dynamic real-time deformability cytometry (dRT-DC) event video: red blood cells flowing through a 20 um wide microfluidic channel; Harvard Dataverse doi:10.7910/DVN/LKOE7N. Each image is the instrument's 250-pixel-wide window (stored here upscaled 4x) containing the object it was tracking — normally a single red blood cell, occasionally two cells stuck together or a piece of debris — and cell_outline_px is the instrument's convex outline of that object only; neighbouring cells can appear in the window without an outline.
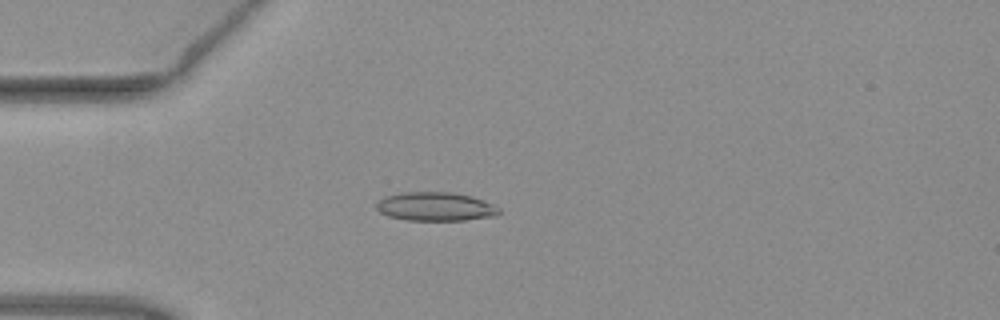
{"species": "common noctule bat (a hibernating species)", "species_latin": "Nyctalus noctula", "temperature_condition": "warm", "stored_images_in_passage": 51, "camera_frame_rate_fps": 3000, "um_per_image_px": 0.085, "animal": {"sex": "female", "body_mass_g": 19.3, "forearm_length_mm": 54.1}, "frame": {"image": 1, "passage_image": 14, "time_ms": 4.333, "image_size_px": [1000, 320], "cell_outline_px": [[500, 212], [496, 216], [464, 220], [408, 220], [388, 216], [380, 212], [376, 208], [376, 200], [384, 196], [404, 192], [452, 192], [472, 196], [484, 200], [500, 208]], "centroid_in_image_um": [37.0, 17.55], "position_along_channel_um": 48.0, "area_um2": 20.69}}
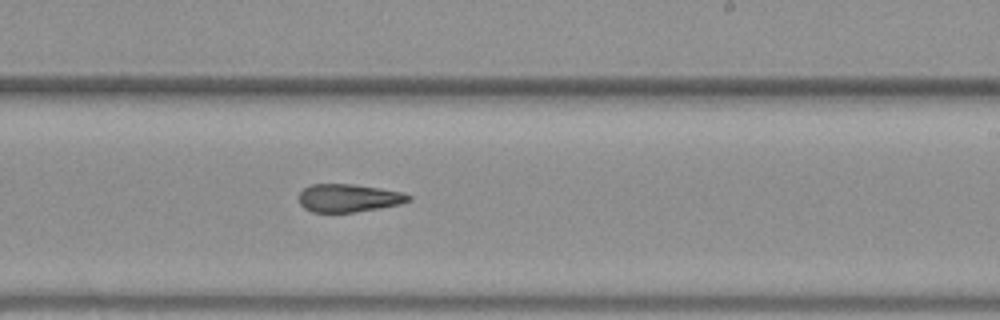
{"frame": {"image": 2, "passage_image": 31, "time_ms": 10.0, "image_size_px": [1000, 320], "cell_outline_px": [[412, 200], [400, 204], [380, 208], [356, 212], [312, 212], [304, 208], [300, 204], [300, 192], [304, 188], [312, 184], [352, 184], [380, 188], [404, 192], [412, 196]], "centroid_in_image_um": [29.67, 16.83], "position_along_channel_um": 259.3, "area_um2": 17.98}}
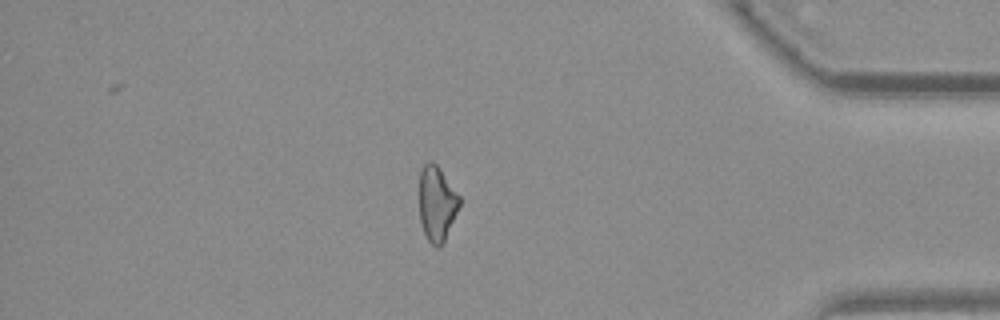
{"frame": {"image": 3, "passage_image": 44, "time_ms": 14.333, "image_size_px": [1000, 320], "cell_outline_px": [[460, 204], [444, 240], [440, 248], [436, 248], [428, 240], [424, 232], [420, 220], [420, 168], [428, 160], [432, 160], [436, 164], [460, 196]], "centroid_in_image_um": [37.12, 17.28], "position_along_channel_um": 398.1, "area_um2": 17.34}, "authors_computed_cell_mechanics": {"area_um2": 19.074, "velocity_mm_per_s": 4.0031, "shape_relaxation_time_tau1_ms": null, "shape_relaxation_time_tau2_ms": 5.9609, "deformation_change_tau1": null, "deformation_change_tau2": 0.1684}}